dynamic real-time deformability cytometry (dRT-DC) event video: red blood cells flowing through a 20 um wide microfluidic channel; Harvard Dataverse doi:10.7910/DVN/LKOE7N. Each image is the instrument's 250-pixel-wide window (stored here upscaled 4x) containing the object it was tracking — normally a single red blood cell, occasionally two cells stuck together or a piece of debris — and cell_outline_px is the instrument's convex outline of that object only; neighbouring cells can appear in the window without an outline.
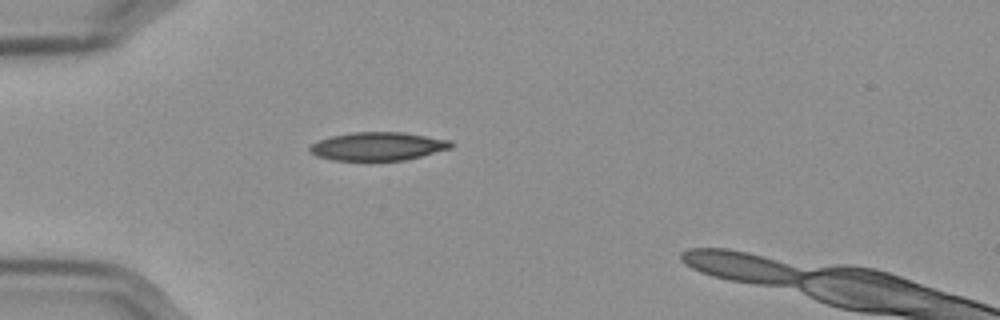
{"species": "Egyptian fruit bat (a non-hibernating species)", "species_latin": "Rousettus aegyptiacus", "temperature_condition": "cold", "stored_images_in_passage": 38, "camera_frame_rate_fps": 3000, "um_per_image_px": 0.085, "frame": {"image": 1, "passage_image": 1, "time_ms": 0.0, "image_size_px": [1000, 320], "cell_outline_px": [[452, 148], [404, 160], [368, 164], [332, 160], [316, 156], [308, 148], [312, 144], [320, 140], [332, 136], [352, 132], [404, 132], [452, 140]], "centroid_in_image_um": [32.11, 12.48], "position_along_channel_um": 52.9, "area_um2": 24.22}}
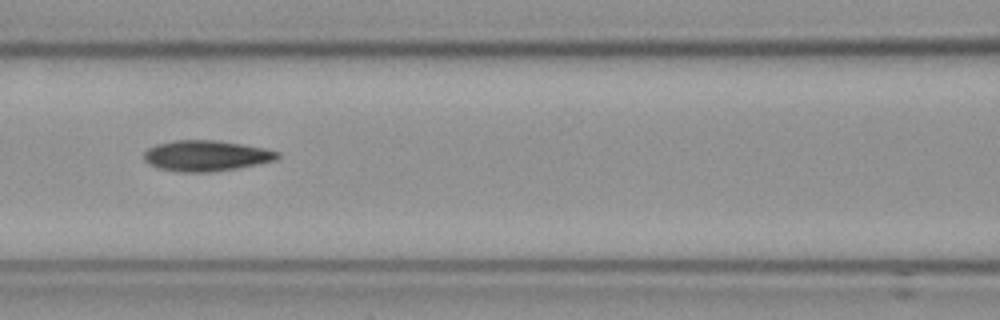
{"frame": {"image": 2, "passage_image": 10, "time_ms": 3.0, "image_size_px": [1000, 320], "cell_outline_px": [[280, 156], [276, 160], [236, 168], [204, 172], [180, 172], [160, 168], [144, 160], [144, 152], [148, 148], [156, 144], [176, 140], [216, 140], [264, 148], [280, 152]], "centroid_in_image_um": [17.52, 13.23], "position_along_channel_um": 149.1, "area_um2": 23.58}}
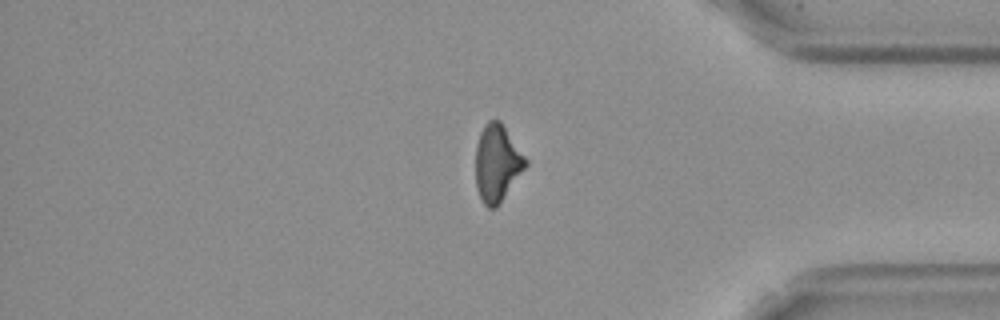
{"frame": {"image": 3, "passage_image": 32, "time_ms": 10.333, "image_size_px": [1000, 320], "cell_outline_px": [[528, 164], [496, 208], [488, 208], [484, 204], [476, 188], [476, 144], [480, 132], [484, 124], [488, 120], [500, 120], [528, 160]], "centroid_in_image_um": [42.25, 13.85], "position_along_channel_um": 392.9, "area_um2": 22.37}}